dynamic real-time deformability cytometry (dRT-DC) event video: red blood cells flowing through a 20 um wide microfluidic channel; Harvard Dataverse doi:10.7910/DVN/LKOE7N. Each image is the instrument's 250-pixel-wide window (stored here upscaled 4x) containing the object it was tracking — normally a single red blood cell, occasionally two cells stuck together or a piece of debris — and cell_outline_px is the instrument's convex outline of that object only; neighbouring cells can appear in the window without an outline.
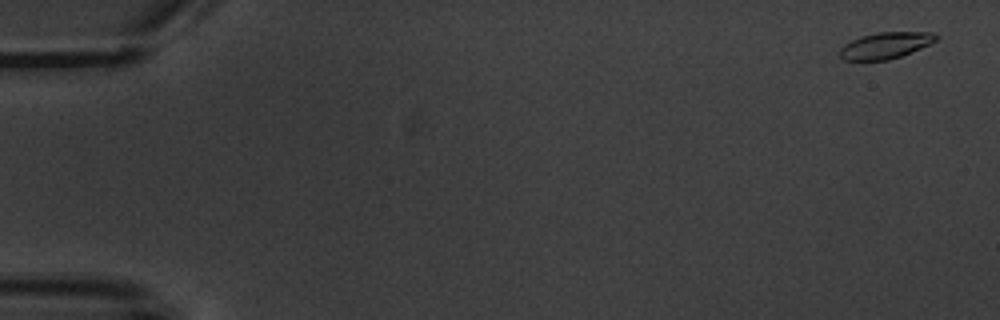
{"species": "common noctule bat (a hibernating species)", "species_latin": "Nyctalus noctula", "temperature_condition": "warm", "stored_images_in_passage": 6, "camera_frame_rate_fps": 3000, "um_per_image_px": 0.085, "animal": {"sex": "male", "body_mass_g": 20.1, "forearm_length_mm": 53.5}, "frame": {"image": 1, "passage_image": 1, "time_ms": 0.0, "image_size_px": [1000, 320], "cell_outline_px": [[940, 36], [936, 40], [920, 48], [900, 56], [888, 60], [844, 60], [840, 56], [840, 48], [844, 44], [860, 36], [880, 32], [932, 32]], "centroid_in_image_um": [75.25, 3.85], "position_along_channel_um": 9.7, "area_um2": 14.62}}
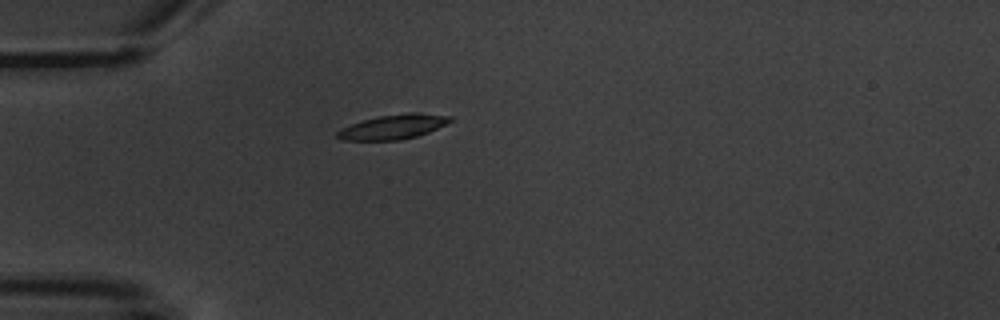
{"frame": {"image": 2, "passage_image": 5, "time_ms": 5.0, "image_size_px": [1000, 320], "cell_outline_px": [[452, 120], [448, 124], [428, 132], [416, 136], [400, 140], [340, 140], [336, 136], [336, 132], [340, 128], [364, 120], [380, 116], [408, 112], [412, 112], [452, 116]], "centroid_in_image_um": [33.43, 10.78], "position_along_channel_um": 51.6, "area_um2": 16.13}}